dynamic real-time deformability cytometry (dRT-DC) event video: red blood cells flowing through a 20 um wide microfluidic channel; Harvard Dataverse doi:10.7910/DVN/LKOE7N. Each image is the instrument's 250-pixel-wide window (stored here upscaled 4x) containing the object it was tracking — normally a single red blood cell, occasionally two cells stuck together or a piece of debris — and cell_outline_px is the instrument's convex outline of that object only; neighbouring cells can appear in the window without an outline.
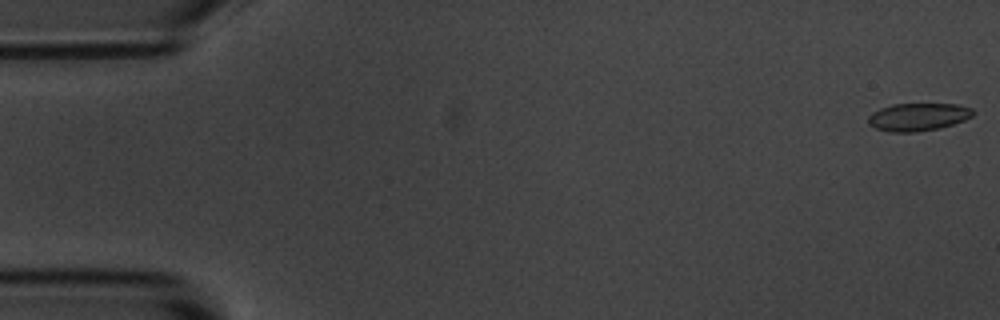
{"species": "common noctule bat (a hibernating species)", "species_latin": "Nyctalus noctula", "temperature_condition": "room temperature", "stored_images_in_passage": 6, "camera_frame_rate_fps": 3000, "um_per_image_px": 0.085, "animal": {"sex": "male", "body_mass_g": 20.1, "forearm_length_mm": 53.5}, "frame": {"image": 1, "passage_image": 1, "time_ms": 0.0, "image_size_px": [1000, 320], "cell_outline_px": [[976, 112], [972, 116], [964, 120], [940, 128], [916, 132], [888, 132], [876, 128], [868, 124], [868, 116], [872, 112], [880, 108], [892, 104], [956, 104], [972, 108]], "centroid_in_image_um": [78.03, 9.94], "position_along_channel_um": 7.0, "area_um2": 17.05}}
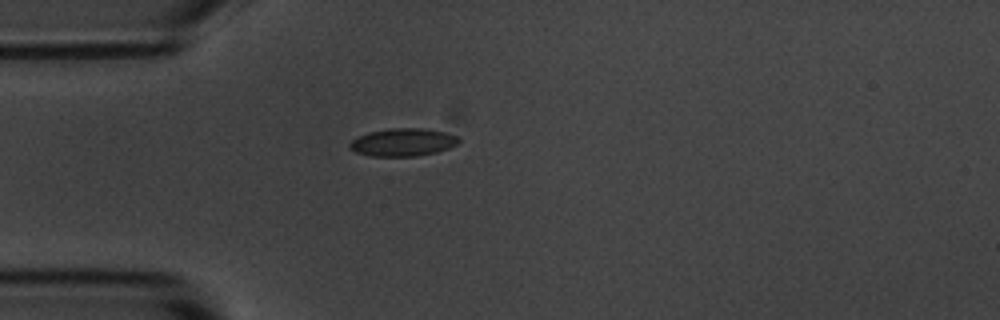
{"frame": {"image": 2, "passage_image": 4, "time_ms": 1.0, "image_size_px": [1000, 320], "cell_outline_px": [[460, 140], [456, 144], [448, 148], [436, 152], [416, 156], [368, 156], [356, 152], [348, 148], [348, 144], [352, 140], [368, 132], [388, 128], [424, 128], [444, 132], [456, 136]], "centroid_in_image_um": [34.2, 12.09], "position_along_channel_um": 50.8, "area_um2": 17.63}}